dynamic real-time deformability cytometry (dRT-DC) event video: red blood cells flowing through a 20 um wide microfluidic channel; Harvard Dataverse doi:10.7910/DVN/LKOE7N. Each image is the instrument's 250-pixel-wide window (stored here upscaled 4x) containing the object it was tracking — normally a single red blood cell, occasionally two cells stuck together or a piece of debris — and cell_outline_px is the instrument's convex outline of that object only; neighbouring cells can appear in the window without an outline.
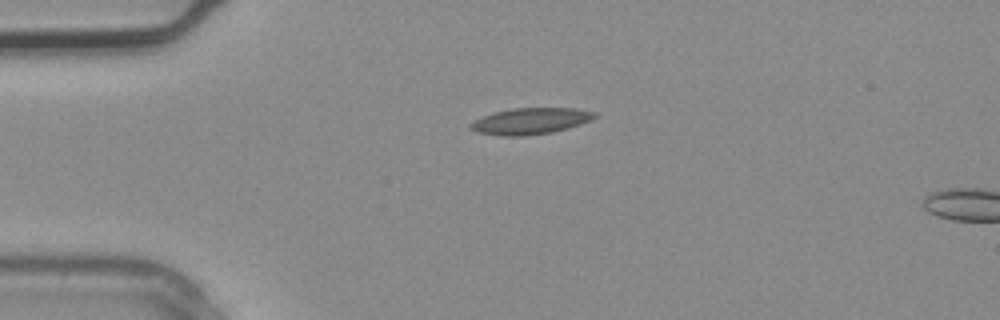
{"species": "common noctule bat (a hibernating species)", "species_latin": "Nyctalus noctula", "temperature_condition": "warm", "stored_images_in_passage": 2, "camera_frame_rate_fps": 3000, "um_per_image_px": 0.085, "animal": {"sex": "male", "body_mass_g": 20.4}, "frame": {"image": 1, "passage_image": 1, "time_ms": 0.0, "image_size_px": [1000, 320], "cell_outline_px": [[596, 116], [592, 120], [568, 128], [552, 132], [524, 136], [500, 136], [480, 132], [468, 128], [468, 124], [484, 116], [496, 112], [512, 108], [576, 108], [596, 112]], "centroid_in_image_um": [45.11, 10.29], "position_along_channel_um": 39.9, "area_um2": 18.96}}